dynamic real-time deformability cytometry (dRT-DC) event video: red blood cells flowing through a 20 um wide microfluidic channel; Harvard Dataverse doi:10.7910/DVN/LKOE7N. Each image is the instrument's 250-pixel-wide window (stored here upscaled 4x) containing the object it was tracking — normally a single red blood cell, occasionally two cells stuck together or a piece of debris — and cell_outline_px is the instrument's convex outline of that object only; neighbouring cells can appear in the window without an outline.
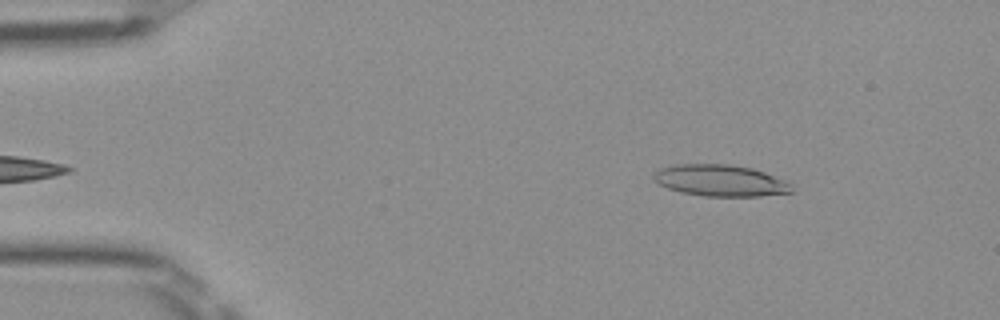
{"species": "Egyptian fruit bat (a non-hibernating species)", "species_latin": "Rousettus aegyptiacus", "temperature_condition": "room temperature", "stored_images_in_passage": 46, "camera_frame_rate_fps": 3000, "um_per_image_px": 0.085, "frame": {"image": 1, "passage_image": 3, "time_ms": 0.667, "image_size_px": [1000, 320], "cell_outline_px": [[792, 192], [760, 196], [704, 196], [680, 192], [668, 188], [660, 184], [652, 176], [660, 168], [676, 164], [728, 164], [752, 168], [764, 172], [784, 180], [792, 184]], "centroid_in_image_um": [61.24, 15.34], "position_along_channel_um": 23.8, "area_um2": 25.2}}
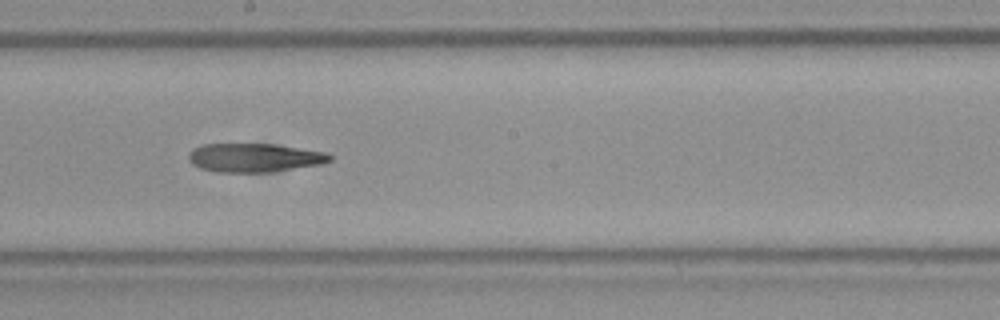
{"frame": {"image": 2, "passage_image": 24, "time_ms": 7.667, "image_size_px": [1000, 320], "cell_outline_px": [[332, 160], [324, 164], [272, 172], [216, 172], [200, 168], [192, 164], [188, 160], [188, 152], [192, 148], [204, 144], [272, 144], [328, 152], [332, 156]], "centroid_in_image_um": [21.63, 13.41], "position_along_channel_um": 226.6, "area_um2": 23.93}}
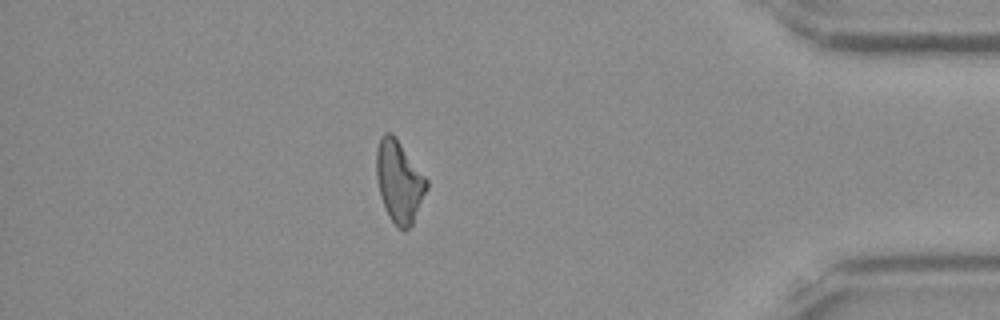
{"frame": {"image": 3, "passage_image": 40, "time_ms": 13.0, "image_size_px": [1000, 320], "cell_outline_px": [[428, 188], [412, 224], [404, 232], [388, 216], [380, 196], [376, 176], [376, 148], [380, 136], [384, 132], [392, 132], [396, 136], [428, 180]], "centroid_in_image_um": [33.92, 15.38], "position_along_channel_um": 401.3, "area_um2": 24.16}}